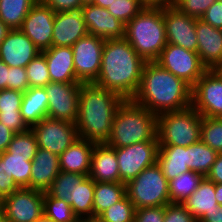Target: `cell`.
I'll return each instance as SVG.
<instances>
[{
  "label": "cell",
  "mask_w": 222,
  "mask_h": 222,
  "mask_svg": "<svg viewBox=\"0 0 222 222\" xmlns=\"http://www.w3.org/2000/svg\"><path fill=\"white\" fill-rule=\"evenodd\" d=\"M197 53L207 70H216L222 64V30L196 18Z\"/></svg>",
  "instance_id": "d6986e66"
},
{
  "label": "cell",
  "mask_w": 222,
  "mask_h": 222,
  "mask_svg": "<svg viewBox=\"0 0 222 222\" xmlns=\"http://www.w3.org/2000/svg\"><path fill=\"white\" fill-rule=\"evenodd\" d=\"M33 222H55V221L51 220L50 218L46 217V216L43 214L40 218L36 219V220L33 221Z\"/></svg>",
  "instance_id": "680465c9"
},
{
  "label": "cell",
  "mask_w": 222,
  "mask_h": 222,
  "mask_svg": "<svg viewBox=\"0 0 222 222\" xmlns=\"http://www.w3.org/2000/svg\"><path fill=\"white\" fill-rule=\"evenodd\" d=\"M114 149L117 156L120 182L127 184L144 169L157 162L159 143L158 140H151Z\"/></svg>",
  "instance_id": "9c48e42d"
},
{
  "label": "cell",
  "mask_w": 222,
  "mask_h": 222,
  "mask_svg": "<svg viewBox=\"0 0 222 222\" xmlns=\"http://www.w3.org/2000/svg\"><path fill=\"white\" fill-rule=\"evenodd\" d=\"M95 181L89 176L77 185L76 202H72L71 208L80 222L93 220V198Z\"/></svg>",
  "instance_id": "d6a6232c"
},
{
  "label": "cell",
  "mask_w": 222,
  "mask_h": 222,
  "mask_svg": "<svg viewBox=\"0 0 222 222\" xmlns=\"http://www.w3.org/2000/svg\"><path fill=\"white\" fill-rule=\"evenodd\" d=\"M187 147L159 145L157 164L168 181L190 171L187 166Z\"/></svg>",
  "instance_id": "484cf974"
},
{
  "label": "cell",
  "mask_w": 222,
  "mask_h": 222,
  "mask_svg": "<svg viewBox=\"0 0 222 222\" xmlns=\"http://www.w3.org/2000/svg\"><path fill=\"white\" fill-rule=\"evenodd\" d=\"M89 177L95 182H120L116 151L105 143L95 144Z\"/></svg>",
  "instance_id": "603a6c76"
},
{
  "label": "cell",
  "mask_w": 222,
  "mask_h": 222,
  "mask_svg": "<svg viewBox=\"0 0 222 222\" xmlns=\"http://www.w3.org/2000/svg\"><path fill=\"white\" fill-rule=\"evenodd\" d=\"M41 53L46 58L50 82L80 83L76 79L72 47L52 46Z\"/></svg>",
  "instance_id": "44dd1931"
},
{
  "label": "cell",
  "mask_w": 222,
  "mask_h": 222,
  "mask_svg": "<svg viewBox=\"0 0 222 222\" xmlns=\"http://www.w3.org/2000/svg\"><path fill=\"white\" fill-rule=\"evenodd\" d=\"M191 92L192 87L183 79L155 61H146L139 89L132 100L158 116L189 107Z\"/></svg>",
  "instance_id": "7a4b0ae2"
},
{
  "label": "cell",
  "mask_w": 222,
  "mask_h": 222,
  "mask_svg": "<svg viewBox=\"0 0 222 222\" xmlns=\"http://www.w3.org/2000/svg\"><path fill=\"white\" fill-rule=\"evenodd\" d=\"M200 140L218 153H222V118L202 117Z\"/></svg>",
  "instance_id": "f35d334b"
},
{
  "label": "cell",
  "mask_w": 222,
  "mask_h": 222,
  "mask_svg": "<svg viewBox=\"0 0 222 222\" xmlns=\"http://www.w3.org/2000/svg\"><path fill=\"white\" fill-rule=\"evenodd\" d=\"M203 176L199 173L188 171L169 181V194L171 203H182L198 187Z\"/></svg>",
  "instance_id": "836d02e7"
},
{
  "label": "cell",
  "mask_w": 222,
  "mask_h": 222,
  "mask_svg": "<svg viewBox=\"0 0 222 222\" xmlns=\"http://www.w3.org/2000/svg\"><path fill=\"white\" fill-rule=\"evenodd\" d=\"M135 206L127 195L104 210L96 220L99 222H134Z\"/></svg>",
  "instance_id": "74e56055"
},
{
  "label": "cell",
  "mask_w": 222,
  "mask_h": 222,
  "mask_svg": "<svg viewBox=\"0 0 222 222\" xmlns=\"http://www.w3.org/2000/svg\"><path fill=\"white\" fill-rule=\"evenodd\" d=\"M163 222H198L182 203H169L164 206Z\"/></svg>",
  "instance_id": "7bdbcfd3"
},
{
  "label": "cell",
  "mask_w": 222,
  "mask_h": 222,
  "mask_svg": "<svg viewBox=\"0 0 222 222\" xmlns=\"http://www.w3.org/2000/svg\"><path fill=\"white\" fill-rule=\"evenodd\" d=\"M23 94L17 90H0V122L15 133H22L29 129L20 112Z\"/></svg>",
  "instance_id": "d4e9b609"
},
{
  "label": "cell",
  "mask_w": 222,
  "mask_h": 222,
  "mask_svg": "<svg viewBox=\"0 0 222 222\" xmlns=\"http://www.w3.org/2000/svg\"><path fill=\"white\" fill-rule=\"evenodd\" d=\"M158 140L157 115L132 99H125L118 107L105 143L112 148H122L144 141Z\"/></svg>",
  "instance_id": "277c9868"
},
{
  "label": "cell",
  "mask_w": 222,
  "mask_h": 222,
  "mask_svg": "<svg viewBox=\"0 0 222 222\" xmlns=\"http://www.w3.org/2000/svg\"><path fill=\"white\" fill-rule=\"evenodd\" d=\"M215 198L218 205H222V183L215 184Z\"/></svg>",
  "instance_id": "11a10c76"
},
{
  "label": "cell",
  "mask_w": 222,
  "mask_h": 222,
  "mask_svg": "<svg viewBox=\"0 0 222 222\" xmlns=\"http://www.w3.org/2000/svg\"><path fill=\"white\" fill-rule=\"evenodd\" d=\"M125 99L94 83H82L79 92L76 127L79 138L96 144L106 143L118 107Z\"/></svg>",
  "instance_id": "3957f363"
},
{
  "label": "cell",
  "mask_w": 222,
  "mask_h": 222,
  "mask_svg": "<svg viewBox=\"0 0 222 222\" xmlns=\"http://www.w3.org/2000/svg\"><path fill=\"white\" fill-rule=\"evenodd\" d=\"M43 198V191L18 188L4 197L3 214L9 222H33L44 214Z\"/></svg>",
  "instance_id": "5bb4252c"
},
{
  "label": "cell",
  "mask_w": 222,
  "mask_h": 222,
  "mask_svg": "<svg viewBox=\"0 0 222 222\" xmlns=\"http://www.w3.org/2000/svg\"><path fill=\"white\" fill-rule=\"evenodd\" d=\"M31 130L39 148L57 155L62 154L79 138L76 124L66 120L46 117L33 125Z\"/></svg>",
  "instance_id": "30bf717a"
},
{
  "label": "cell",
  "mask_w": 222,
  "mask_h": 222,
  "mask_svg": "<svg viewBox=\"0 0 222 222\" xmlns=\"http://www.w3.org/2000/svg\"><path fill=\"white\" fill-rule=\"evenodd\" d=\"M82 1V7L85 5H92L95 0H81Z\"/></svg>",
  "instance_id": "91938a15"
},
{
  "label": "cell",
  "mask_w": 222,
  "mask_h": 222,
  "mask_svg": "<svg viewBox=\"0 0 222 222\" xmlns=\"http://www.w3.org/2000/svg\"><path fill=\"white\" fill-rule=\"evenodd\" d=\"M206 178L215 184L222 183V153H218L217 158L211 166Z\"/></svg>",
  "instance_id": "681fc988"
},
{
  "label": "cell",
  "mask_w": 222,
  "mask_h": 222,
  "mask_svg": "<svg viewBox=\"0 0 222 222\" xmlns=\"http://www.w3.org/2000/svg\"><path fill=\"white\" fill-rule=\"evenodd\" d=\"M20 188L6 169V160L0 157V195L4 198Z\"/></svg>",
  "instance_id": "bcb514c9"
},
{
  "label": "cell",
  "mask_w": 222,
  "mask_h": 222,
  "mask_svg": "<svg viewBox=\"0 0 222 222\" xmlns=\"http://www.w3.org/2000/svg\"><path fill=\"white\" fill-rule=\"evenodd\" d=\"M11 29L0 20V43L5 39Z\"/></svg>",
  "instance_id": "9f6ffc18"
},
{
  "label": "cell",
  "mask_w": 222,
  "mask_h": 222,
  "mask_svg": "<svg viewBox=\"0 0 222 222\" xmlns=\"http://www.w3.org/2000/svg\"><path fill=\"white\" fill-rule=\"evenodd\" d=\"M191 105L202 117L222 118V76L206 70L192 86Z\"/></svg>",
  "instance_id": "8fae6325"
},
{
  "label": "cell",
  "mask_w": 222,
  "mask_h": 222,
  "mask_svg": "<svg viewBox=\"0 0 222 222\" xmlns=\"http://www.w3.org/2000/svg\"><path fill=\"white\" fill-rule=\"evenodd\" d=\"M161 67L183 79L191 87L207 70L197 52L167 43L155 60Z\"/></svg>",
  "instance_id": "ba28073f"
},
{
  "label": "cell",
  "mask_w": 222,
  "mask_h": 222,
  "mask_svg": "<svg viewBox=\"0 0 222 222\" xmlns=\"http://www.w3.org/2000/svg\"><path fill=\"white\" fill-rule=\"evenodd\" d=\"M164 206L135 209L134 222H163Z\"/></svg>",
  "instance_id": "f6af8a7d"
},
{
  "label": "cell",
  "mask_w": 222,
  "mask_h": 222,
  "mask_svg": "<svg viewBox=\"0 0 222 222\" xmlns=\"http://www.w3.org/2000/svg\"><path fill=\"white\" fill-rule=\"evenodd\" d=\"M163 19L167 43L197 52L196 18L170 5L163 7Z\"/></svg>",
  "instance_id": "9a60e30c"
},
{
  "label": "cell",
  "mask_w": 222,
  "mask_h": 222,
  "mask_svg": "<svg viewBox=\"0 0 222 222\" xmlns=\"http://www.w3.org/2000/svg\"><path fill=\"white\" fill-rule=\"evenodd\" d=\"M60 171L59 155L38 148L32 160L30 188L46 192Z\"/></svg>",
  "instance_id": "7402d4cb"
},
{
  "label": "cell",
  "mask_w": 222,
  "mask_h": 222,
  "mask_svg": "<svg viewBox=\"0 0 222 222\" xmlns=\"http://www.w3.org/2000/svg\"><path fill=\"white\" fill-rule=\"evenodd\" d=\"M126 195V184L121 182H95L93 219Z\"/></svg>",
  "instance_id": "f1b7e54d"
},
{
  "label": "cell",
  "mask_w": 222,
  "mask_h": 222,
  "mask_svg": "<svg viewBox=\"0 0 222 222\" xmlns=\"http://www.w3.org/2000/svg\"><path fill=\"white\" fill-rule=\"evenodd\" d=\"M200 19L212 27L222 30V0L213 3Z\"/></svg>",
  "instance_id": "7dc6e473"
},
{
  "label": "cell",
  "mask_w": 222,
  "mask_h": 222,
  "mask_svg": "<svg viewBox=\"0 0 222 222\" xmlns=\"http://www.w3.org/2000/svg\"><path fill=\"white\" fill-rule=\"evenodd\" d=\"M217 0H174L173 6L188 16L200 19Z\"/></svg>",
  "instance_id": "b9f144b4"
},
{
  "label": "cell",
  "mask_w": 222,
  "mask_h": 222,
  "mask_svg": "<svg viewBox=\"0 0 222 222\" xmlns=\"http://www.w3.org/2000/svg\"><path fill=\"white\" fill-rule=\"evenodd\" d=\"M0 157L6 160V169L9 175L13 176L16 184L20 188H30L32 161L27 157L13 156L7 151L1 152Z\"/></svg>",
  "instance_id": "e575fe53"
},
{
  "label": "cell",
  "mask_w": 222,
  "mask_h": 222,
  "mask_svg": "<svg viewBox=\"0 0 222 222\" xmlns=\"http://www.w3.org/2000/svg\"><path fill=\"white\" fill-rule=\"evenodd\" d=\"M55 12L38 0L23 20L20 30L39 51L52 47Z\"/></svg>",
  "instance_id": "2e32d148"
},
{
  "label": "cell",
  "mask_w": 222,
  "mask_h": 222,
  "mask_svg": "<svg viewBox=\"0 0 222 222\" xmlns=\"http://www.w3.org/2000/svg\"><path fill=\"white\" fill-rule=\"evenodd\" d=\"M146 61L125 38L107 39L102 51L101 68L95 85L132 99L140 86Z\"/></svg>",
  "instance_id": "6da1fadb"
},
{
  "label": "cell",
  "mask_w": 222,
  "mask_h": 222,
  "mask_svg": "<svg viewBox=\"0 0 222 222\" xmlns=\"http://www.w3.org/2000/svg\"><path fill=\"white\" fill-rule=\"evenodd\" d=\"M182 204L199 220L205 213L218 207L215 198V183L203 177L197 189Z\"/></svg>",
  "instance_id": "83f0119b"
},
{
  "label": "cell",
  "mask_w": 222,
  "mask_h": 222,
  "mask_svg": "<svg viewBox=\"0 0 222 222\" xmlns=\"http://www.w3.org/2000/svg\"><path fill=\"white\" fill-rule=\"evenodd\" d=\"M87 34L81 10L55 13L52 46L72 47Z\"/></svg>",
  "instance_id": "ffe728a7"
},
{
  "label": "cell",
  "mask_w": 222,
  "mask_h": 222,
  "mask_svg": "<svg viewBox=\"0 0 222 222\" xmlns=\"http://www.w3.org/2000/svg\"><path fill=\"white\" fill-rule=\"evenodd\" d=\"M168 183L156 162L126 184V195L135 209L165 206L171 203Z\"/></svg>",
  "instance_id": "52a82bcc"
},
{
  "label": "cell",
  "mask_w": 222,
  "mask_h": 222,
  "mask_svg": "<svg viewBox=\"0 0 222 222\" xmlns=\"http://www.w3.org/2000/svg\"><path fill=\"white\" fill-rule=\"evenodd\" d=\"M144 8L145 5L140 0H114L107 10L126 25Z\"/></svg>",
  "instance_id": "60d3db41"
},
{
  "label": "cell",
  "mask_w": 222,
  "mask_h": 222,
  "mask_svg": "<svg viewBox=\"0 0 222 222\" xmlns=\"http://www.w3.org/2000/svg\"><path fill=\"white\" fill-rule=\"evenodd\" d=\"M114 0H95L93 4L101 6L102 8H108Z\"/></svg>",
  "instance_id": "6f0895ef"
},
{
  "label": "cell",
  "mask_w": 222,
  "mask_h": 222,
  "mask_svg": "<svg viewBox=\"0 0 222 222\" xmlns=\"http://www.w3.org/2000/svg\"><path fill=\"white\" fill-rule=\"evenodd\" d=\"M145 7H165L173 4L174 0H140Z\"/></svg>",
  "instance_id": "db71d44e"
},
{
  "label": "cell",
  "mask_w": 222,
  "mask_h": 222,
  "mask_svg": "<svg viewBox=\"0 0 222 222\" xmlns=\"http://www.w3.org/2000/svg\"><path fill=\"white\" fill-rule=\"evenodd\" d=\"M0 222H9L6 216L2 213L0 214Z\"/></svg>",
  "instance_id": "6125c7cd"
},
{
  "label": "cell",
  "mask_w": 222,
  "mask_h": 222,
  "mask_svg": "<svg viewBox=\"0 0 222 222\" xmlns=\"http://www.w3.org/2000/svg\"><path fill=\"white\" fill-rule=\"evenodd\" d=\"M86 222H99V221H97L96 219H93V220H89V221H86Z\"/></svg>",
  "instance_id": "e7e4bbea"
},
{
  "label": "cell",
  "mask_w": 222,
  "mask_h": 222,
  "mask_svg": "<svg viewBox=\"0 0 222 222\" xmlns=\"http://www.w3.org/2000/svg\"><path fill=\"white\" fill-rule=\"evenodd\" d=\"M43 212L55 222H80L68 202L51 197L47 192H44Z\"/></svg>",
  "instance_id": "d590c367"
},
{
  "label": "cell",
  "mask_w": 222,
  "mask_h": 222,
  "mask_svg": "<svg viewBox=\"0 0 222 222\" xmlns=\"http://www.w3.org/2000/svg\"><path fill=\"white\" fill-rule=\"evenodd\" d=\"M38 148L36 136L29 128L25 132L15 133L6 151L13 154V156L27 157L32 161Z\"/></svg>",
  "instance_id": "8d00e7d4"
},
{
  "label": "cell",
  "mask_w": 222,
  "mask_h": 222,
  "mask_svg": "<svg viewBox=\"0 0 222 222\" xmlns=\"http://www.w3.org/2000/svg\"><path fill=\"white\" fill-rule=\"evenodd\" d=\"M29 88L45 87L50 82V76L45 56L40 53L26 67Z\"/></svg>",
  "instance_id": "ab89813d"
},
{
  "label": "cell",
  "mask_w": 222,
  "mask_h": 222,
  "mask_svg": "<svg viewBox=\"0 0 222 222\" xmlns=\"http://www.w3.org/2000/svg\"><path fill=\"white\" fill-rule=\"evenodd\" d=\"M15 132L0 122V153L5 152Z\"/></svg>",
  "instance_id": "f907efd6"
},
{
  "label": "cell",
  "mask_w": 222,
  "mask_h": 222,
  "mask_svg": "<svg viewBox=\"0 0 222 222\" xmlns=\"http://www.w3.org/2000/svg\"><path fill=\"white\" fill-rule=\"evenodd\" d=\"M124 38L145 61H155L167 45L163 7H145L125 25Z\"/></svg>",
  "instance_id": "5b68a950"
},
{
  "label": "cell",
  "mask_w": 222,
  "mask_h": 222,
  "mask_svg": "<svg viewBox=\"0 0 222 222\" xmlns=\"http://www.w3.org/2000/svg\"><path fill=\"white\" fill-rule=\"evenodd\" d=\"M96 143L78 138L59 155L60 170L88 175L91 169V155Z\"/></svg>",
  "instance_id": "cb8c5ba5"
},
{
  "label": "cell",
  "mask_w": 222,
  "mask_h": 222,
  "mask_svg": "<svg viewBox=\"0 0 222 222\" xmlns=\"http://www.w3.org/2000/svg\"><path fill=\"white\" fill-rule=\"evenodd\" d=\"M4 198L0 195V214L3 213Z\"/></svg>",
  "instance_id": "94428289"
},
{
  "label": "cell",
  "mask_w": 222,
  "mask_h": 222,
  "mask_svg": "<svg viewBox=\"0 0 222 222\" xmlns=\"http://www.w3.org/2000/svg\"><path fill=\"white\" fill-rule=\"evenodd\" d=\"M198 222H222V205H218L209 213H205Z\"/></svg>",
  "instance_id": "816d5d0a"
},
{
  "label": "cell",
  "mask_w": 222,
  "mask_h": 222,
  "mask_svg": "<svg viewBox=\"0 0 222 222\" xmlns=\"http://www.w3.org/2000/svg\"><path fill=\"white\" fill-rule=\"evenodd\" d=\"M202 116L192 105L157 116L159 145L187 147L200 140Z\"/></svg>",
  "instance_id": "8992f818"
},
{
  "label": "cell",
  "mask_w": 222,
  "mask_h": 222,
  "mask_svg": "<svg viewBox=\"0 0 222 222\" xmlns=\"http://www.w3.org/2000/svg\"><path fill=\"white\" fill-rule=\"evenodd\" d=\"M88 175L60 171L50 188L46 191L51 197L65 200L69 204L76 202L77 185L81 184Z\"/></svg>",
  "instance_id": "f546056e"
},
{
  "label": "cell",
  "mask_w": 222,
  "mask_h": 222,
  "mask_svg": "<svg viewBox=\"0 0 222 222\" xmlns=\"http://www.w3.org/2000/svg\"><path fill=\"white\" fill-rule=\"evenodd\" d=\"M88 34L107 39H121L125 35V24L111 15L107 8L92 4L81 9Z\"/></svg>",
  "instance_id": "ac0fdd59"
},
{
  "label": "cell",
  "mask_w": 222,
  "mask_h": 222,
  "mask_svg": "<svg viewBox=\"0 0 222 222\" xmlns=\"http://www.w3.org/2000/svg\"><path fill=\"white\" fill-rule=\"evenodd\" d=\"M104 42L99 36L87 34L72 46L76 79L80 83H93L97 79Z\"/></svg>",
  "instance_id": "7c38bea8"
},
{
  "label": "cell",
  "mask_w": 222,
  "mask_h": 222,
  "mask_svg": "<svg viewBox=\"0 0 222 222\" xmlns=\"http://www.w3.org/2000/svg\"><path fill=\"white\" fill-rule=\"evenodd\" d=\"M81 84L49 82L44 87L48 96L47 117L76 123Z\"/></svg>",
  "instance_id": "4fadbf2b"
},
{
  "label": "cell",
  "mask_w": 222,
  "mask_h": 222,
  "mask_svg": "<svg viewBox=\"0 0 222 222\" xmlns=\"http://www.w3.org/2000/svg\"><path fill=\"white\" fill-rule=\"evenodd\" d=\"M9 67L0 60V90L9 89Z\"/></svg>",
  "instance_id": "f5cc1de1"
},
{
  "label": "cell",
  "mask_w": 222,
  "mask_h": 222,
  "mask_svg": "<svg viewBox=\"0 0 222 222\" xmlns=\"http://www.w3.org/2000/svg\"><path fill=\"white\" fill-rule=\"evenodd\" d=\"M216 70L222 76V64Z\"/></svg>",
  "instance_id": "be15d7a7"
},
{
  "label": "cell",
  "mask_w": 222,
  "mask_h": 222,
  "mask_svg": "<svg viewBox=\"0 0 222 222\" xmlns=\"http://www.w3.org/2000/svg\"><path fill=\"white\" fill-rule=\"evenodd\" d=\"M56 12L76 11L82 8L81 0H40Z\"/></svg>",
  "instance_id": "c3c4849f"
},
{
  "label": "cell",
  "mask_w": 222,
  "mask_h": 222,
  "mask_svg": "<svg viewBox=\"0 0 222 222\" xmlns=\"http://www.w3.org/2000/svg\"><path fill=\"white\" fill-rule=\"evenodd\" d=\"M218 152L199 140L187 146V166L193 172L206 177L217 158Z\"/></svg>",
  "instance_id": "4dcf8cb0"
},
{
  "label": "cell",
  "mask_w": 222,
  "mask_h": 222,
  "mask_svg": "<svg viewBox=\"0 0 222 222\" xmlns=\"http://www.w3.org/2000/svg\"><path fill=\"white\" fill-rule=\"evenodd\" d=\"M9 89L25 92L29 89V81L24 67H9Z\"/></svg>",
  "instance_id": "ee69618b"
},
{
  "label": "cell",
  "mask_w": 222,
  "mask_h": 222,
  "mask_svg": "<svg viewBox=\"0 0 222 222\" xmlns=\"http://www.w3.org/2000/svg\"><path fill=\"white\" fill-rule=\"evenodd\" d=\"M47 110L48 96L44 87H32L24 92L20 112L29 128L46 118Z\"/></svg>",
  "instance_id": "4316f807"
},
{
  "label": "cell",
  "mask_w": 222,
  "mask_h": 222,
  "mask_svg": "<svg viewBox=\"0 0 222 222\" xmlns=\"http://www.w3.org/2000/svg\"><path fill=\"white\" fill-rule=\"evenodd\" d=\"M38 0H0V20L11 30L20 29Z\"/></svg>",
  "instance_id": "1f68e13d"
},
{
  "label": "cell",
  "mask_w": 222,
  "mask_h": 222,
  "mask_svg": "<svg viewBox=\"0 0 222 222\" xmlns=\"http://www.w3.org/2000/svg\"><path fill=\"white\" fill-rule=\"evenodd\" d=\"M41 52L20 30H10L0 43V60L8 67H26Z\"/></svg>",
  "instance_id": "e0dca14e"
}]
</instances>
